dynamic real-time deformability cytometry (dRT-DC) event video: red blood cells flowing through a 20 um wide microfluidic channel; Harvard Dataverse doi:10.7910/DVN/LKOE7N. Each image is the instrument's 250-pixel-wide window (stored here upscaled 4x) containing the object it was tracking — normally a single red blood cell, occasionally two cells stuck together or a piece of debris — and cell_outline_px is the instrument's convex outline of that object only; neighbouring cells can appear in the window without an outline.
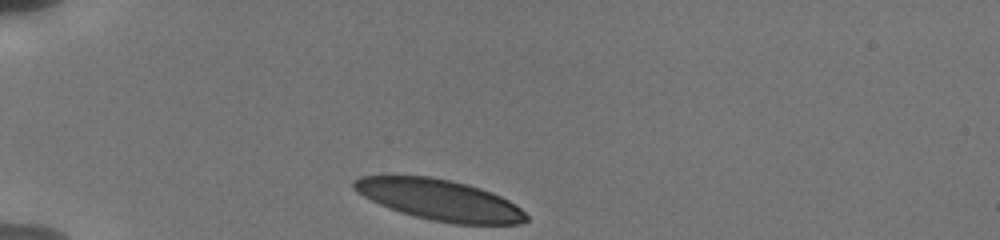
{"species": "human", "species_latin": "Homo sapiens", "temperature_condition": "cold", "stored_images_in_passage": 13, "camera_frame_rate_fps": 3000, "um_per_image_px": 0.085, "donor": {"sex": "male"}, "frame": {"image": 1, "passage_image": 1, "time_ms": 0.0, "image_size_px": [1000, 240], "cell_outline_px": [[528, 220], [520, 224], [456, 224], [432, 220], [416, 216], [380, 204], [364, 196], [352, 188], [352, 184], [360, 176], [428, 176], [468, 184], [492, 192], [508, 200], [520, 208], [528, 216]], "centroid_in_image_um": [37.41, 16.99], "position_along_channel_um": 47.6, "area_um2": 40.4}}
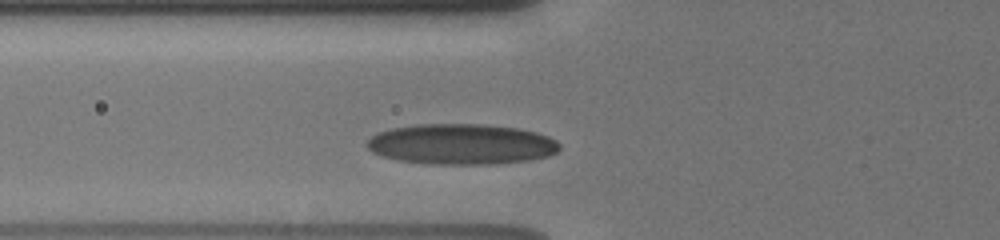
{"frame": {"image": 2, "passage_image": 11, "time_ms": 2.0, "image_size_px": [1000, 240], "cell_outline_px": [[560, 148], [556, 152], [548, 156], [528, 160], [496, 164], [428, 164], [396, 160], [372, 152], [364, 144], [376, 132], [392, 128], [416, 124], [484, 124], [516, 128], [536, 132], [548, 136], [556, 140], [560, 144]], "centroid_in_image_um": [39.2, 12.25], "position_along_channel_um": 86.6, "area_um2": 45.78}}